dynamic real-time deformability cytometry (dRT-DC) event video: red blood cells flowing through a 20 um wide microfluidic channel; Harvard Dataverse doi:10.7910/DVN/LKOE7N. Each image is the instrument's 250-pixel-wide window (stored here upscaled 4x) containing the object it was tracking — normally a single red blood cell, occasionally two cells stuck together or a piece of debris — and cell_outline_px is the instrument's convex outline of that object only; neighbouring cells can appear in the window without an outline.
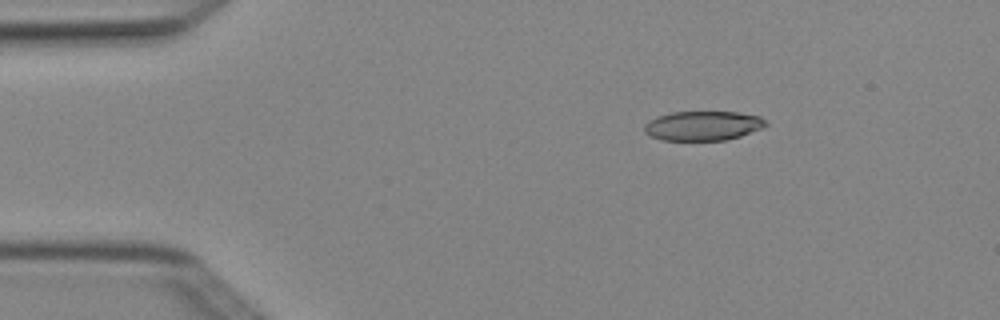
{"species": "Egyptian fruit bat (a non-hibernating species)", "species_latin": "Rousettus aegyptiacus", "temperature_condition": "cold", "stored_images_in_passage": 3, "camera_frame_rate_fps": 3000, "um_per_image_px": 0.085, "animal": {"sex": "female"}, "frame": {"image": 1, "passage_image": 2, "time_ms": 0.333, "image_size_px": [1000, 320], "cell_outline_px": [[768, 124], [760, 128], [740, 136], [724, 140], [660, 140], [644, 132], [644, 124], [648, 120], [656, 116], [672, 112], [736, 112], [760, 116], [768, 120]], "centroid_in_image_um": [59.73, 10.68], "position_along_channel_um": 25.3, "area_um2": 20.87}}